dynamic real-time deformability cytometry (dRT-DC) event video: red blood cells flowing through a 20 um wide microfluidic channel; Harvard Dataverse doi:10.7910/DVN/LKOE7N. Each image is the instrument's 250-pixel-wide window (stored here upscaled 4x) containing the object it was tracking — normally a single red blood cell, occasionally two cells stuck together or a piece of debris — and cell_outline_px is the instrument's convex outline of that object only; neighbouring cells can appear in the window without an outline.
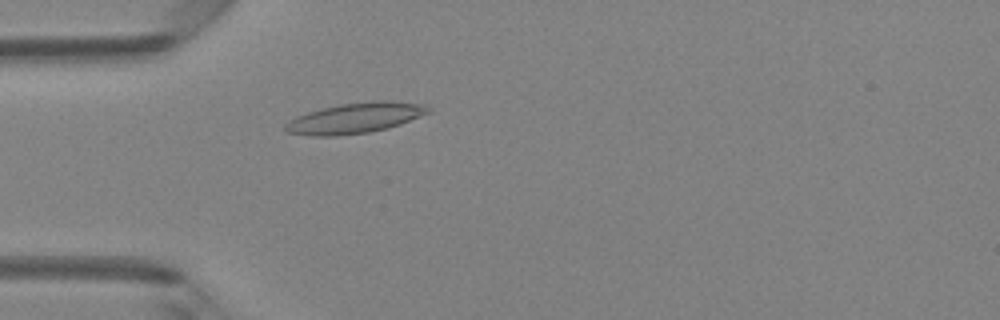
{"species": "Egyptian fruit bat (a non-hibernating species)", "species_latin": "Rousettus aegyptiacus", "temperature_condition": "room temperature", "stored_images_in_passage": 47, "camera_frame_rate_fps": 3000, "um_per_image_px": 0.085, "animal": {"sex": "female"}, "frame": {"image": 1, "passage_image": 13, "time_ms": 4.0, "image_size_px": [1000, 320], "cell_outline_px": [[432, 112], [400, 124], [388, 128], [368, 132], [336, 136], [312, 136], [288, 132], [284, 128], [284, 124], [296, 116], [308, 112], [340, 104], [376, 100], [392, 100], [428, 104], [432, 108]], "centroid_in_image_um": [30.27, 10.02], "position_along_channel_um": 54.7, "area_um2": 25.61}}
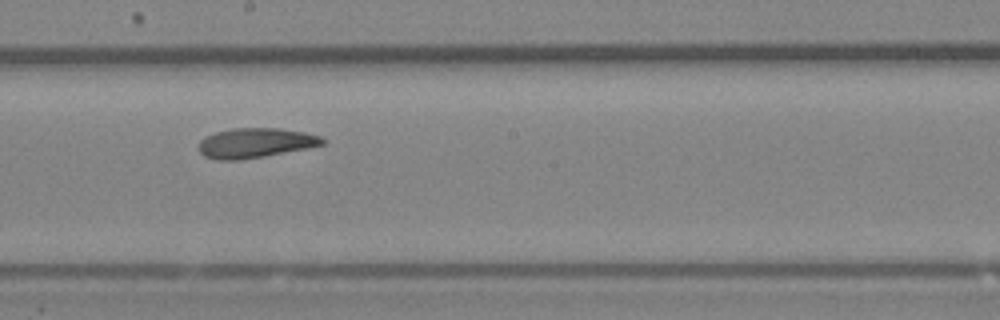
{"frame": {"image": 2, "passage_image": 26, "time_ms": 8.333, "image_size_px": [1000, 320], "cell_outline_px": [[324, 144], [308, 148], [264, 156], [240, 160], [216, 160], [204, 156], [200, 152], [200, 140], [216, 132], [232, 128], [280, 128], [304, 132], [320, 136], [324, 140]], "centroid_in_image_um": [21.71, 12.15], "position_along_channel_um": 226.5, "area_um2": 21.33}}
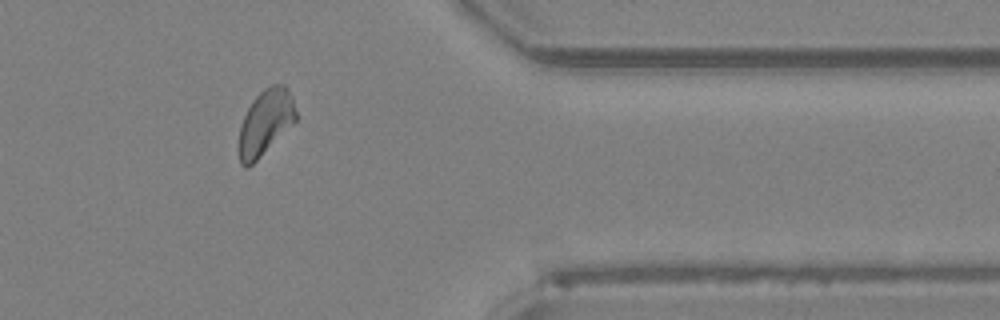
{"frame": {"image": 3, "passage_image": 39, "time_ms": 12.667, "image_size_px": [1000, 320], "cell_outline_px": [[296, 120], [248, 168], [244, 168], [240, 164], [240, 124], [252, 100], [264, 88], [272, 84], [284, 84], [288, 88], [292, 96], [296, 112]], "centroid_in_image_um": [22.56, 10.36], "position_along_channel_um": 388.8, "area_um2": 21.33}, "authors_computed_cell_mechanics": {"area_um2": 21.675, "velocity_mm_per_s": 4.1298, "shape_relaxation_time_tau1_ms": 11.3662, "shape_relaxation_time_tau2_ms": 6.3269, "deformation_change_tau1": 0.2041, "deformation_change_tau2": 0.1317}}